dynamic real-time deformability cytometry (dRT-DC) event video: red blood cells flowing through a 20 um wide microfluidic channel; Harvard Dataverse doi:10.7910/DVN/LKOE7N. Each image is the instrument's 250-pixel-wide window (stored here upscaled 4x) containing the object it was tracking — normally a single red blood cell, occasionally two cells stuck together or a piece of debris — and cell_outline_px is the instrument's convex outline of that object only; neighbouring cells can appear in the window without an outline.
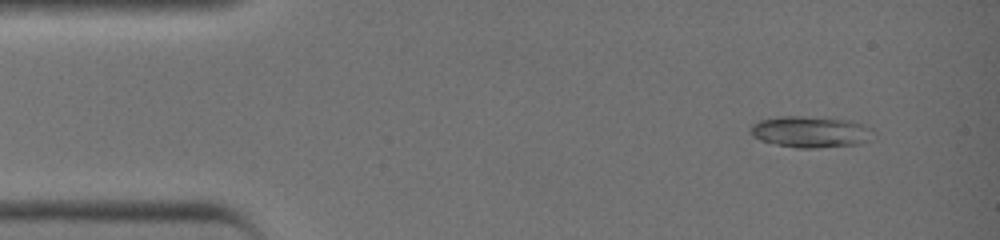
{"species": "common noctule bat (a hibernating species)", "species_latin": "Nyctalus noctula", "temperature_condition": "warm", "stored_images_in_passage": 42, "camera_frame_rate_fps": 3000, "um_per_image_px": 0.085, "animal": {"sex": "female", "body_mass_g": 19.0, "forearm_length_mm": 51.5}, "frame": {"image": 1, "passage_image": 4, "time_ms": 1.0, "image_size_px": [1000, 240], "cell_outline_px": [[856, 124], [852, 144], [804, 148], [780, 144], [764, 140], [756, 136], [752, 132], [752, 128], [756, 124], [764, 120], [788, 116], [800, 116], [836, 120]], "centroid_in_image_um": [68.45, 11.19], "position_along_channel_um": 16.5, "area_um2": 18.55}}
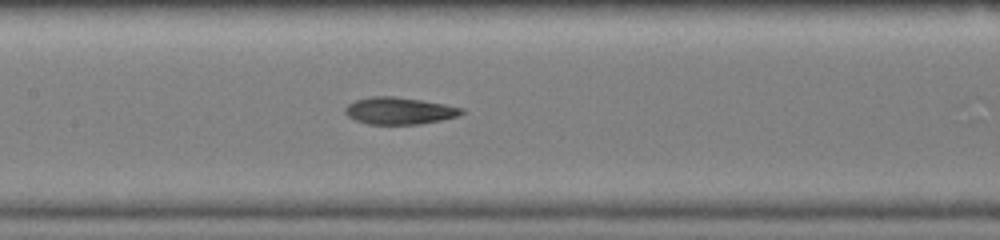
{"frame": {"image": 2, "passage_image": 20, "time_ms": 6.333, "image_size_px": [1000, 240], "cell_outline_px": [[464, 112], [456, 116], [440, 120], [416, 124], [372, 124], [356, 120], [348, 112], [348, 104], [356, 100], [372, 96], [392, 96], [420, 100], [444, 104], [460, 108]], "centroid_in_image_um": [33.97, 9.41], "position_along_channel_um": 173.4, "area_um2": 17.57}}
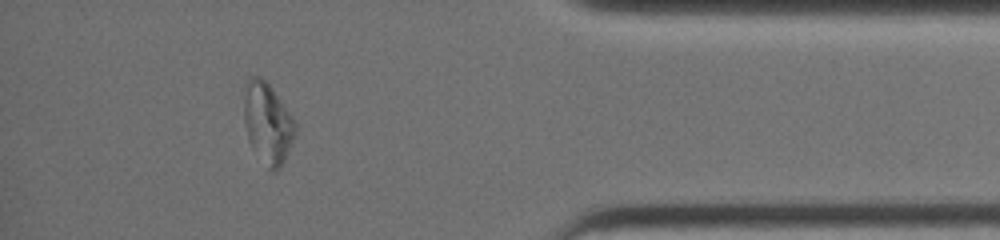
{"frame": {"image": 3, "passage_image": 37, "time_ms": 12.0, "image_size_px": [1000, 240], "cell_outline_px": [[296, 128], [284, 156], [280, 164], [276, 168], [268, 168], [252, 144], [248, 136], [244, 116], [244, 104], [248, 80], [252, 76], [260, 76], [268, 84], [296, 124]], "centroid_in_image_um": [22.72, 10.39], "position_along_channel_um": 412.5, "area_um2": 22.2}, "authors_computed_cell_mechanics": {"area_um2": 17.918, "velocity_mm_per_s": 4.6365, "shape_relaxation_time_tau1_ms": 9.2517, "shape_relaxation_time_tau2_ms": 2.48, "deformation_change_tau1": 0.2998, "deformation_change_tau2": 0.0556}}